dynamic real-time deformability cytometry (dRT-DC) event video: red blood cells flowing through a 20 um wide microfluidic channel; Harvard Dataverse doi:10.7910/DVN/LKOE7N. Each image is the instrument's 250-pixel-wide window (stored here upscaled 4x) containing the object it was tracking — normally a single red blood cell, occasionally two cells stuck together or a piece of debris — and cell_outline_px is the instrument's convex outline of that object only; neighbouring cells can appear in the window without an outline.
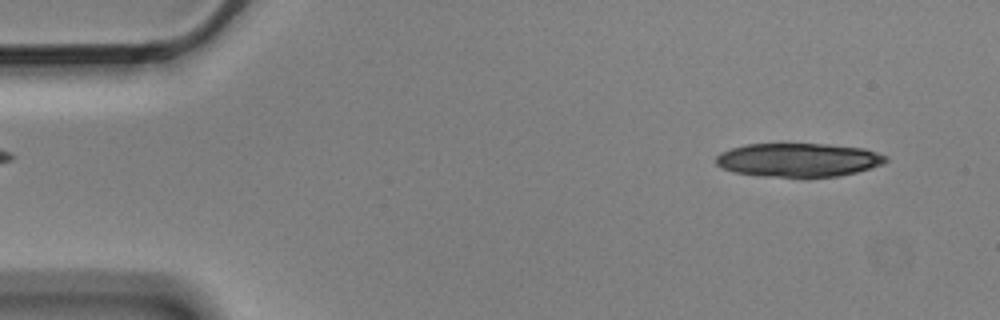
{"species": "Egyptian fruit bat (a non-hibernating species)", "species_latin": "Rousettus aegyptiacus", "temperature_condition": "cold", "stored_images_in_passage": 4, "camera_frame_rate_fps": 3000, "um_per_image_px": 0.085, "animal": {"sex": "male"}, "frame": {"image": 1, "passage_image": 4, "time_ms": 1.0, "image_size_px": [1000, 320], "cell_outline_px": [[888, 160], [884, 164], [856, 172], [840, 176], [760, 176], [732, 172], [720, 168], [716, 164], [716, 156], [720, 152], [732, 148], [748, 144], [828, 144], [864, 148], [888, 156]], "centroid_in_image_um": [67.86, 13.59], "position_along_channel_um": 17.1, "area_um2": 33.35}}